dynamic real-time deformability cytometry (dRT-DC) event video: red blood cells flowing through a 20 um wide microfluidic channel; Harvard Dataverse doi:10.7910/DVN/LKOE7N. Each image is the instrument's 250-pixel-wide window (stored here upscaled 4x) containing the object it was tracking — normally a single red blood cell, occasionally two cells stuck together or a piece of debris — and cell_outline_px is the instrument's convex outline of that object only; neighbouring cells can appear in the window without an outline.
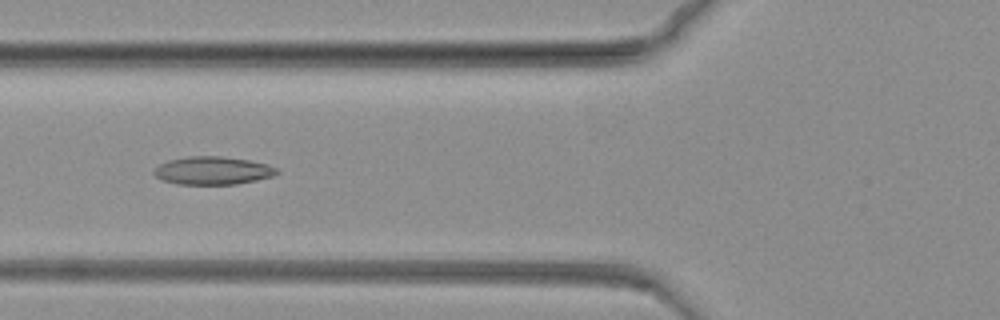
{"species": "common noctule bat (a hibernating species)", "species_latin": "Nyctalus noctula", "temperature_condition": "warm", "stored_images_in_passage": 55, "camera_frame_rate_fps": 3000, "um_per_image_px": 0.085, "animal": {"sex": "female", "body_mass_g": 19.3, "forearm_length_mm": 54.1}, "frame": {"image": 1, "passage_image": 5, "time_ms": 1.333, "image_size_px": [1000, 320], "cell_outline_px": [[280, 172], [272, 176], [256, 180], [236, 184], [176, 184], [160, 180], [152, 172], [160, 164], [168, 160], [188, 156], [220, 156], [248, 160], [268, 164], [276, 168]], "centroid_in_image_um": [18.06, 14.5], "position_along_channel_um": 107.7, "area_um2": 20.06}}
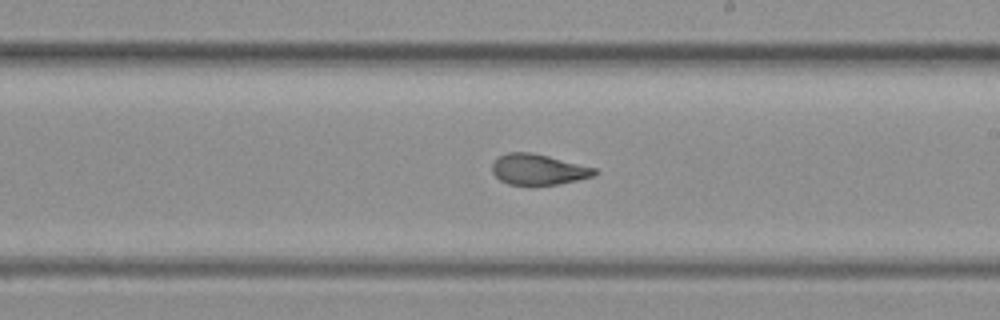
{"frame": {"image": 2, "passage_image": 21, "time_ms": 6.667, "image_size_px": [1000, 320], "cell_outline_px": [[596, 172], [592, 176], [560, 184], [508, 184], [500, 180], [492, 172], [492, 164], [500, 156], [508, 152], [528, 152], [548, 156], [596, 168]], "centroid_in_image_um": [45.73, 14.4], "position_along_channel_um": 243.3, "area_um2": 17.92}}
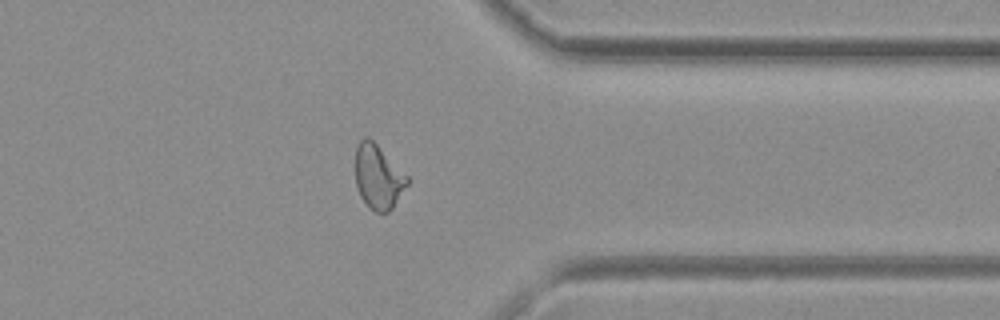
{"frame": {"image": 3, "passage_image": 38, "time_ms": 12.333, "image_size_px": [1000, 320], "cell_outline_px": [[408, 184], [392, 208], [388, 212], [376, 212], [368, 208], [360, 196], [356, 184], [356, 144], [364, 136], [368, 136], [408, 176]], "centroid_in_image_um": [32.13, 15.04], "position_along_channel_um": 379.3, "area_um2": 19.31}}